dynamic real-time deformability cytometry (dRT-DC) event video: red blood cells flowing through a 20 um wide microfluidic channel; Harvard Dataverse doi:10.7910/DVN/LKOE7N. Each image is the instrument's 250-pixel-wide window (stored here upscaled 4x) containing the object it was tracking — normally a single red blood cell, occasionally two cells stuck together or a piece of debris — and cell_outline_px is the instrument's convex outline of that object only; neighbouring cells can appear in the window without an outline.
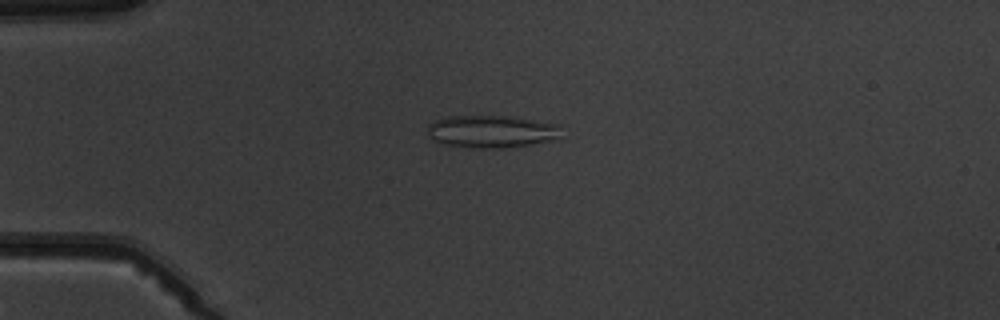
{"species": "common noctule bat (a hibernating species)", "species_latin": "Nyctalus noctula", "temperature_condition": "warm", "stored_images_in_passage": 9, "camera_frame_rate_fps": 3000, "um_per_image_px": 0.085, "animal": {"sex": "male", "body_mass_g": 19.5, "forearm_length_mm": 54.6}, "frame": {"image": 1, "passage_image": 4, "time_ms": 4.333, "image_size_px": [1000, 320], "cell_outline_px": [[560, 140], [500, 148], [476, 148], [448, 144], [432, 140], [428, 136], [428, 124], [436, 120], [448, 116], [508, 116], [560, 124]], "centroid_in_image_um": [41.82, 11.17], "position_along_channel_um": 43.2, "area_um2": 25.37}}
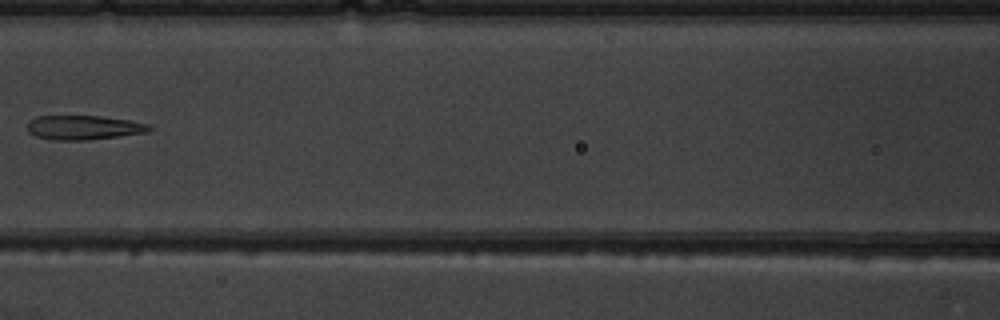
{"frame": {"image": 2, "passage_image": 7, "time_ms": 8.0, "image_size_px": [1000, 320], "cell_outline_px": [[152, 128], [148, 132], [120, 136], [84, 140], [56, 140], [36, 136], [28, 132], [28, 120], [36, 116], [100, 116], [128, 120], [148, 124]], "centroid_in_image_um": [7.09, 10.83], "position_along_channel_um": 159.5, "area_um2": 17.17}}
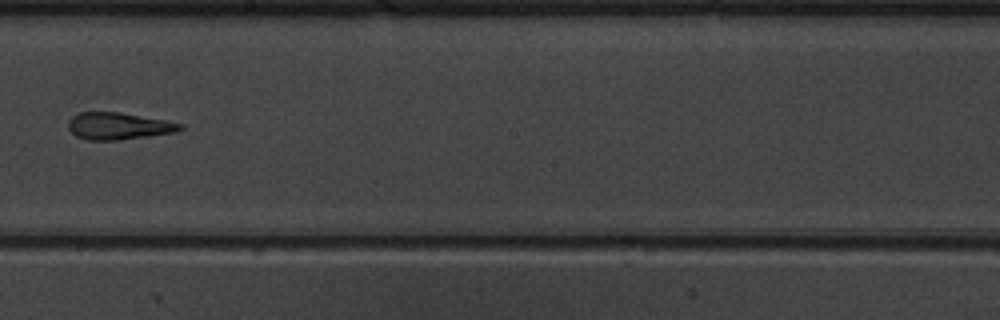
{"frame": {"image": 3, "passage_image": 9, "time_ms": 10.0, "image_size_px": [1000, 320], "cell_outline_px": [[184, 128], [176, 132], [120, 140], [88, 140], [76, 136], [68, 128], [68, 120], [72, 116], [80, 112], [120, 112], [168, 120], [184, 124]], "centroid_in_image_um": [10.1, 10.71], "position_along_channel_um": 238.1, "area_um2": 17.8}}